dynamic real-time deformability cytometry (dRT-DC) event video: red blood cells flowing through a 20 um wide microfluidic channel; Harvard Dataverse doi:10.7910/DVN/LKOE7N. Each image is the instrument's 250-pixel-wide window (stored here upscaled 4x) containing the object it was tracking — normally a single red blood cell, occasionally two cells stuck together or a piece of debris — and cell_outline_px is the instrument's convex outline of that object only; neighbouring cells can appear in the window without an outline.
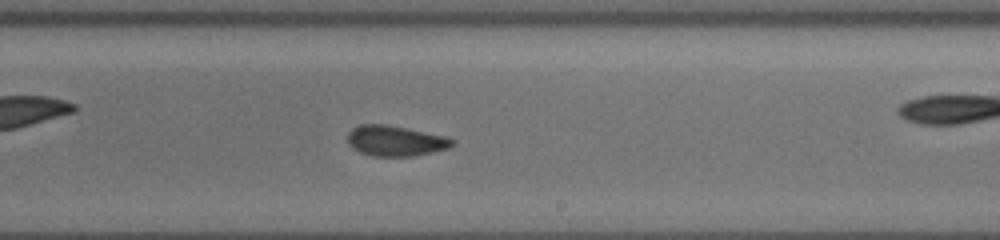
{"species": "common noctule bat (a hibernating species)", "species_latin": "Nyctalus noctula", "temperature_condition": "cold", "stored_images_in_passage": 21, "camera_frame_rate_fps": 3000, "um_per_image_px": 0.085, "animal": {"sex": "female", "body_mass_g": 19.5, "forearm_length_mm": 54.1}, "frame": {"image": 1, "passage_image": 10, "time_ms": 7.0, "image_size_px": [1000, 240], "cell_outline_px": [[452, 144], [448, 148], [416, 156], [372, 156], [360, 152], [352, 148], [348, 144], [348, 132], [352, 128], [360, 124], [384, 124], [444, 136], [452, 140]], "centroid_in_image_um": [33.53, 11.98], "position_along_channel_um": 255.5, "area_um2": 18.32}}